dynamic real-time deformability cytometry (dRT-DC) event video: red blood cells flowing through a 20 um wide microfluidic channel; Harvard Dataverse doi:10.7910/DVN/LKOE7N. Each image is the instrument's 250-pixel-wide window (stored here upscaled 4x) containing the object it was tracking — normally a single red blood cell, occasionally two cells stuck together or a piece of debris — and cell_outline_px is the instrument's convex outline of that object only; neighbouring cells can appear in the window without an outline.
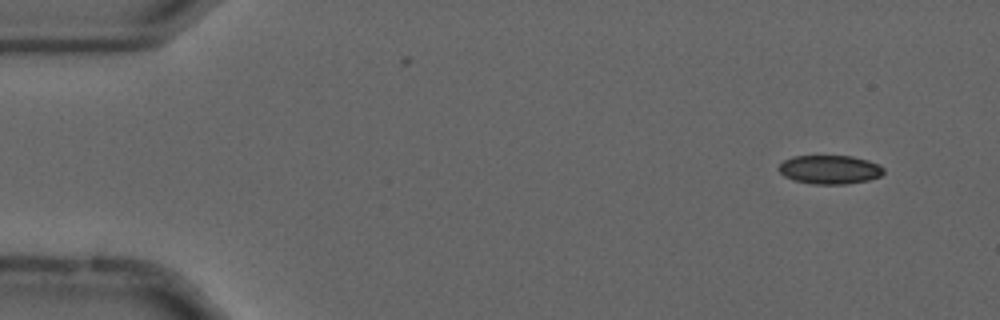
{"species": "common noctule bat (a hibernating species)", "species_latin": "Nyctalus noctula", "temperature_condition": "cold", "stored_images_in_passage": 56, "camera_frame_rate_fps": 3000, "um_per_image_px": 0.085, "animal": {"sex": "male", "forearm_length_mm": 52.5}, "frame": {"image": 1, "passage_image": 5, "time_ms": 1.333, "image_size_px": [1000, 320], "cell_outline_px": [[884, 172], [880, 176], [868, 180], [848, 184], [812, 184], [792, 180], [784, 176], [776, 168], [784, 160], [792, 156], [852, 156], [868, 160], [880, 164], [884, 168]], "centroid_in_image_um": [70.52, 14.41], "position_along_channel_um": 14.5, "area_um2": 17.8}}
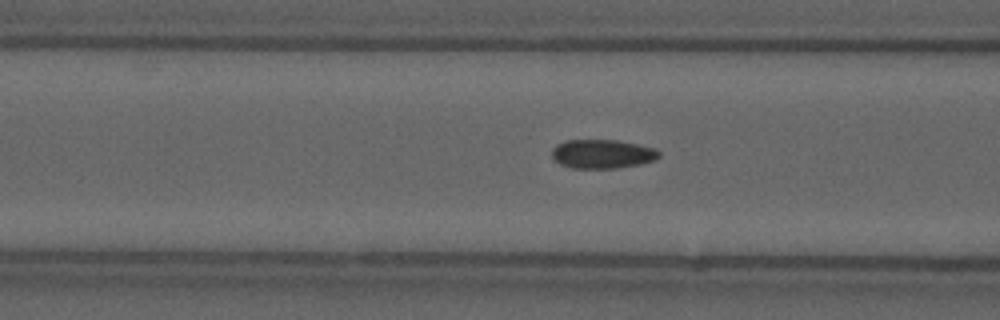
{"frame": {"image": 2, "passage_image": 22, "time_ms": 7.0, "image_size_px": [1000, 320], "cell_outline_px": [[660, 156], [656, 160], [640, 164], [612, 168], [572, 168], [560, 164], [552, 156], [552, 148], [556, 144], [568, 140], [616, 140], [656, 148], [660, 152]], "centroid_in_image_um": [51.21, 13.08], "position_along_channel_um": 115.4, "area_um2": 18.03}}
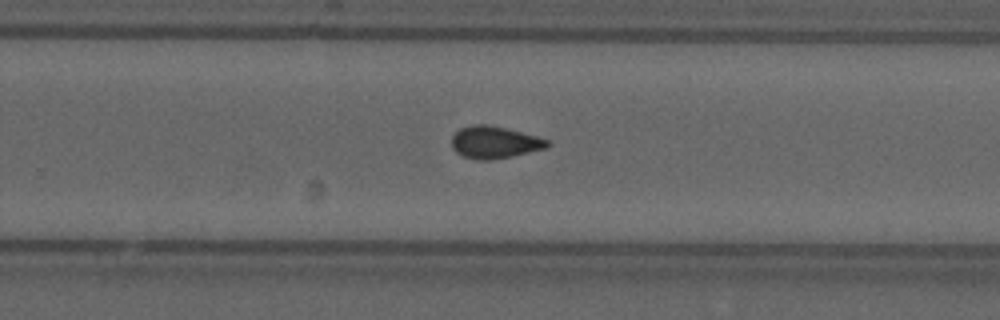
{"frame": {"image": 3, "passage_image": 36, "time_ms": 11.667, "image_size_px": [1000, 320], "cell_outline_px": [[552, 144], [544, 148], [512, 156], [492, 160], [476, 160], [464, 156], [456, 152], [452, 148], [452, 136], [460, 128], [472, 124], [484, 124], [504, 128], [536, 136], [548, 140]], "centroid_in_image_um": [42.0, 12.1], "position_along_channel_um": 287.8, "area_um2": 17.74}, "authors_computed_cell_mechanics": {"area_um2": 17.6579, "velocity_mm_per_s": 3.7004, "shape_relaxation_time_tau1_ms": null, "shape_relaxation_time_tau2_ms": 2.5085, "deformation_change_tau1": null, "deformation_change_tau2": 0.0792}}